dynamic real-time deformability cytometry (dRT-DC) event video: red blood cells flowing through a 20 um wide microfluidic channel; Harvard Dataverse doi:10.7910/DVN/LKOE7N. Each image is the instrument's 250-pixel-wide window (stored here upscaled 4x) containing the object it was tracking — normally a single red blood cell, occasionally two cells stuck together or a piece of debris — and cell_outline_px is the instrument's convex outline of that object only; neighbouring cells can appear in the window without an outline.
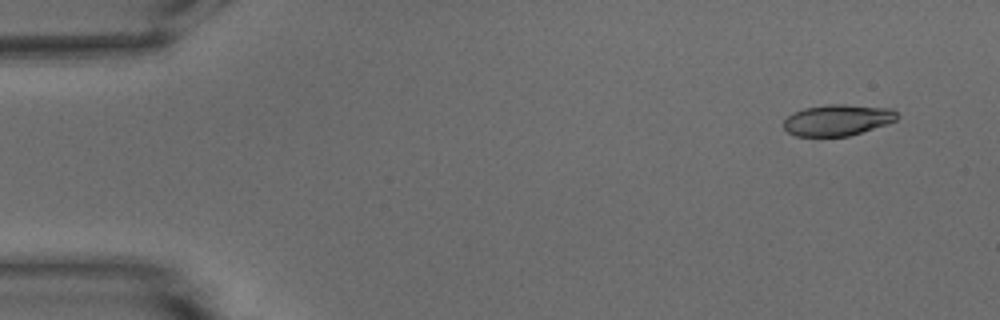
{"species": "common noctule bat (a hibernating species)", "species_latin": "Nyctalus noctula", "temperature_condition": "warm", "stored_images_in_passage": 50, "camera_frame_rate_fps": 3000, "um_per_image_px": 0.085, "animal": {"sex": "male", "body_mass_g": 15.6}, "frame": {"image": 1, "passage_image": 1, "time_ms": 0.0, "image_size_px": [1000, 320], "cell_outline_px": [[900, 116], [896, 120], [888, 124], [848, 136], [796, 136], [788, 132], [784, 128], [784, 120], [788, 116], [804, 108], [828, 104], [844, 104], [892, 108]], "centroid_in_image_um": [71.23, 10.2], "position_along_channel_um": 13.8, "area_um2": 20.63}}
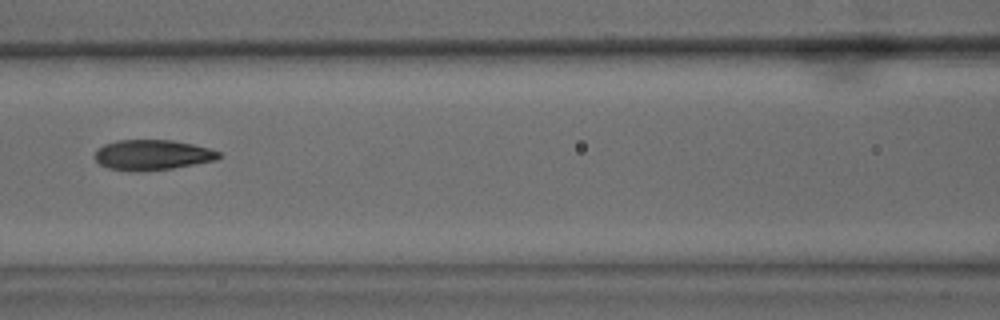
{"frame": {"image": 2, "passage_image": 21, "time_ms": 6.667, "image_size_px": [1000, 320], "cell_outline_px": [[224, 156], [216, 160], [172, 168], [136, 172], [108, 168], [100, 164], [96, 160], [96, 148], [104, 144], [116, 140], [172, 140], [192, 144], [208, 148], [220, 152]], "centroid_in_image_um": [12.95, 13.16], "position_along_channel_um": 153.7, "area_um2": 21.91}}
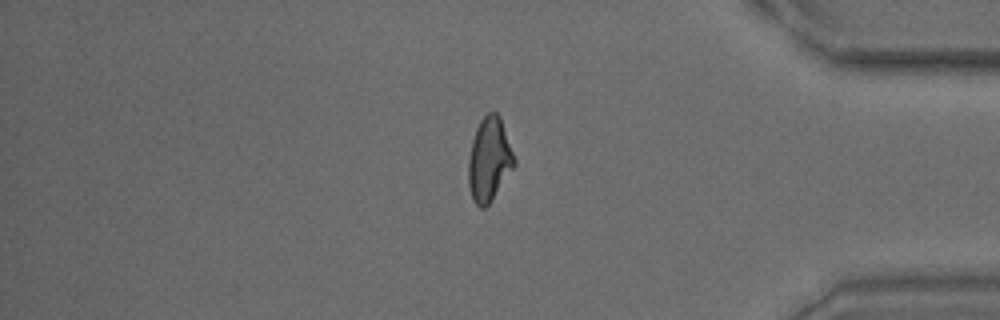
{"frame": {"image": 3, "passage_image": 42, "time_ms": 13.667, "image_size_px": [1000, 320], "cell_outline_px": [[516, 164], [492, 200], [484, 208], [480, 208], [472, 200], [468, 184], [468, 160], [472, 140], [476, 128], [480, 120], [488, 112], [496, 112], [500, 116], [516, 160]], "centroid_in_image_um": [41.58, 13.56], "position_along_channel_um": 393.6, "area_um2": 22.48}, "authors_computed_cell_mechanics": {"area_um2": 22.0507, "velocity_mm_per_s": 3.7989, "shape_relaxation_time_tau1_ms": 6.3838, "shape_relaxation_time_tau2_ms": 1.786, "deformation_change_tau1": 0.2093, "deformation_change_tau2": 0.0868}}